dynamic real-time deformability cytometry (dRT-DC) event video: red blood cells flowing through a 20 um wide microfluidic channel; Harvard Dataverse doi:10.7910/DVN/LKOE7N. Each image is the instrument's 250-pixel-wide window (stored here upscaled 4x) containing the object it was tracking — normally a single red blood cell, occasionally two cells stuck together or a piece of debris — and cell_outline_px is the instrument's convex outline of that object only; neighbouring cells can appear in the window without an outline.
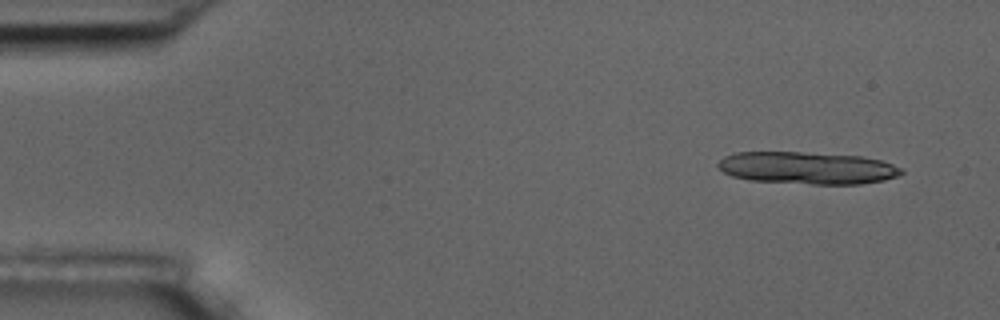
{"species": "common noctule bat (a hibernating species)", "species_latin": "Nyctalus noctula", "temperature_condition": "room temperature", "stored_images_in_passage": 5, "segment_of_instrument_passage": [1, 2], "camera_frame_rate_fps": 3000, "um_per_image_px": 0.085, "animal": {"sex": "male", "body_mass_g": 17.5, "forearm_length_mm": 52.3}, "frame": {"image": 1, "passage_image": 1, "time_ms": 0.0, "image_size_px": [1000, 320], "cell_outline_px": [[904, 172], [896, 176], [884, 180], [860, 184], [812, 184], [752, 180], [732, 176], [724, 172], [716, 164], [724, 156], [736, 152], [800, 152], [860, 156], [880, 160], [892, 164], [900, 168]], "centroid_in_image_um": [68.6, 14.27], "position_along_channel_um": 16.4, "area_um2": 34.22}}